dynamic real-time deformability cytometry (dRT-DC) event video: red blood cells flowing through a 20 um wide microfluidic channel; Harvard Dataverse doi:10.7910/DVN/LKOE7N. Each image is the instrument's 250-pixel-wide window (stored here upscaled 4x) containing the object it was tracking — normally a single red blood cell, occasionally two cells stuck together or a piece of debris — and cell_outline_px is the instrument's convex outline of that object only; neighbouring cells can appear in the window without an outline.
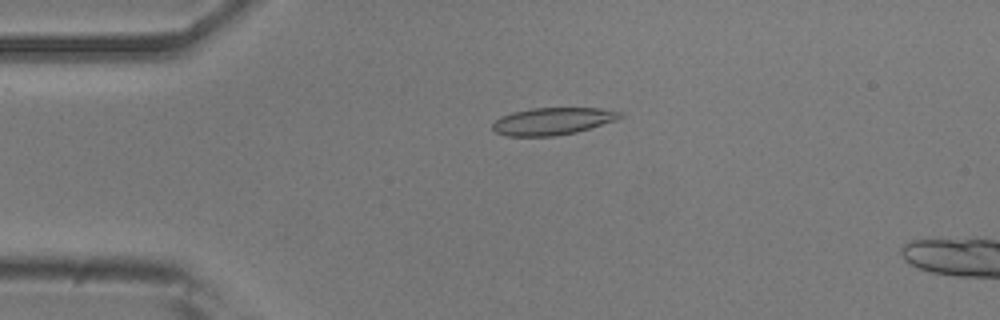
{"species": "common noctule bat (a hibernating species)", "species_latin": "Nyctalus noctula", "temperature_condition": "room temperature", "stored_images_in_passage": 18, "camera_frame_rate_fps": 3000, "um_per_image_px": 0.085, "animal": {"sex": "male", "body_mass_g": 20.5, "forearm_length_mm": 52.5}, "frame": {"image": 1, "passage_image": 12, "time_ms": 3.667, "image_size_px": [1000, 320], "cell_outline_px": [[624, 116], [616, 120], [576, 132], [556, 136], [508, 136], [496, 132], [492, 128], [492, 124], [500, 116], [512, 112], [532, 108], [600, 108], [624, 112]], "centroid_in_image_um": [46.99, 10.29], "position_along_channel_um": 38.0, "area_um2": 20.29}}
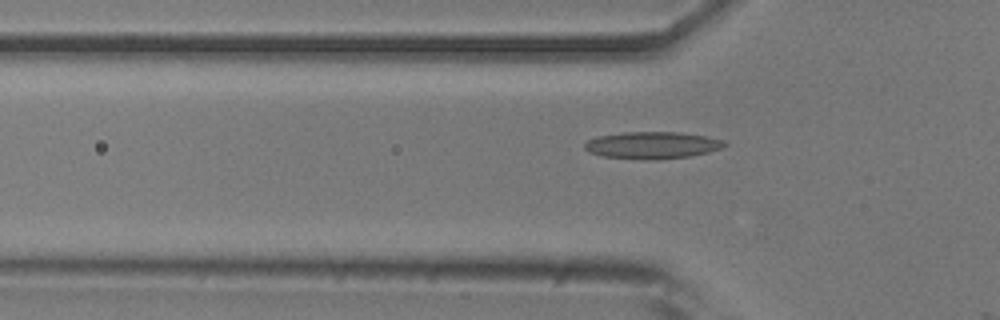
{"frame": {"image": 2, "passage_image": 17, "time_ms": 5.333, "image_size_px": [1000, 320], "cell_outline_px": [[728, 144], [720, 148], [708, 152], [692, 156], [656, 160], [644, 160], [604, 156], [588, 152], [584, 148], [584, 144], [588, 140], [596, 136], [624, 132], [680, 132], [704, 136], [724, 140]], "centroid_in_image_um": [55.43, 12.34], "position_along_channel_um": 70.4, "area_um2": 22.14}}